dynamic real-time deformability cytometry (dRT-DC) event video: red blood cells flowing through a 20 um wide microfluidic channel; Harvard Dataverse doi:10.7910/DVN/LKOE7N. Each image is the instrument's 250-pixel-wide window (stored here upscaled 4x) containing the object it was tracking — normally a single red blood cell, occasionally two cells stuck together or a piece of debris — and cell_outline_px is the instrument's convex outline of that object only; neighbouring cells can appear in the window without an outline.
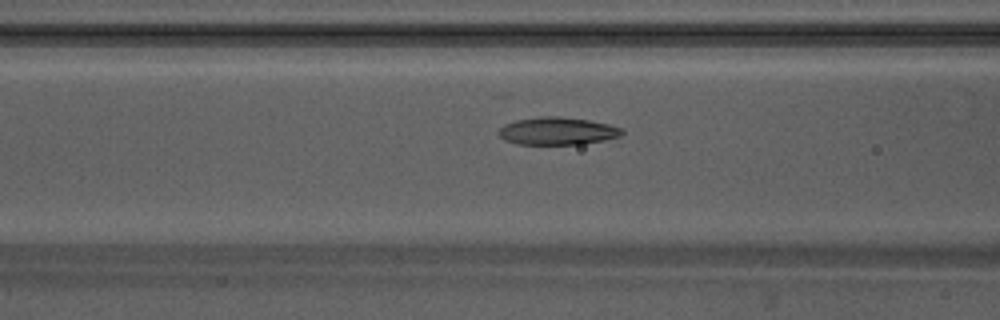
{"species": "Egyptian fruit bat (a non-hibernating species)", "species_latin": "Rousettus aegyptiacus", "temperature_condition": "warm", "stored_images_in_passage": 42, "camera_frame_rate_fps": 3000, "um_per_image_px": 0.085, "animal": {"sex": "male"}, "frame": {"image": 1, "passage_image": 9, "time_ms": 2.667, "image_size_px": [1000, 320], "cell_outline_px": [[624, 132], [620, 136], [604, 140], [580, 144], [516, 144], [504, 140], [500, 136], [500, 128], [504, 124], [516, 120], [540, 116], [556, 116], [588, 120], [608, 124], [624, 128]], "centroid_in_image_um": [47.39, 11.13], "position_along_channel_um": 119.2, "area_um2": 19.77}}
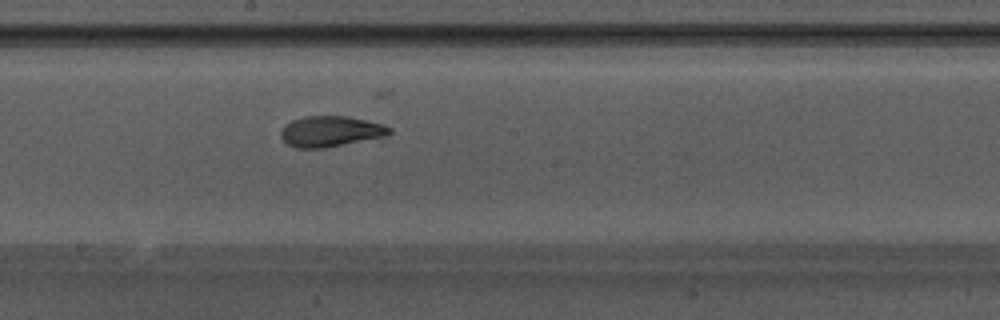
{"frame": {"image": 2, "passage_image": 17, "time_ms": 5.333, "image_size_px": [1000, 320], "cell_outline_px": [[392, 132], [384, 136], [324, 148], [296, 148], [288, 144], [280, 136], [280, 132], [284, 124], [292, 120], [304, 116], [348, 116], [368, 120], [384, 124], [392, 128]], "centroid_in_image_um": [28.09, 11.15], "position_along_channel_um": 220.1, "area_um2": 19.48}}
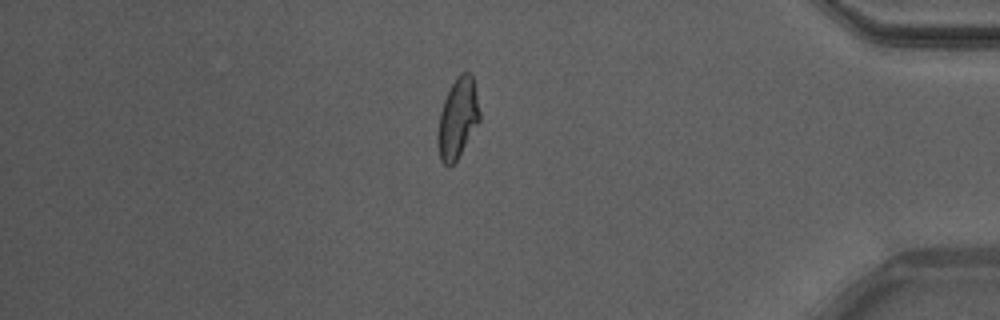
{"frame": {"image": 3, "passage_image": 34, "time_ms": 11.0, "image_size_px": [1000, 320], "cell_outline_px": [[480, 120], [456, 160], [448, 168], [440, 160], [436, 144], [436, 136], [440, 112], [444, 100], [456, 76], [460, 72], [468, 72], [472, 76], [480, 112]], "centroid_in_image_um": [38.87, 10.08], "position_along_channel_um": 396.3, "area_um2": 19.48}, "authors_computed_cell_mechanics": {"area_um2": 19.4786, "velocity_mm_per_s": 3.7878, "shape_relaxation_time_tau1_ms": 6.7338, "shape_relaxation_time_tau2_ms": 1.5594, "deformation_change_tau1": 0.2317, "deformation_change_tau2": 0.0894}}